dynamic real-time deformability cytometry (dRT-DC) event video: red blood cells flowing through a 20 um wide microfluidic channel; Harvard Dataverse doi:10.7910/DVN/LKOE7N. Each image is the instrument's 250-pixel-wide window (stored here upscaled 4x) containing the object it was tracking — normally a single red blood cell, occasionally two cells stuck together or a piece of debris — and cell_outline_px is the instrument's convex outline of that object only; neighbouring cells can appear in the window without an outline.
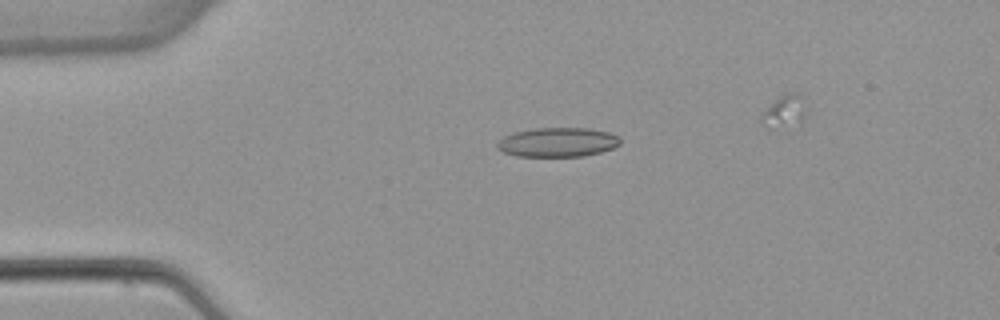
{"species": "common noctule bat (a hibernating species)", "species_latin": "Nyctalus noctula", "temperature_condition": "warm", "stored_images_in_passage": 3, "camera_frame_rate_fps": 3000, "um_per_image_px": 0.085, "animal": {"sex": "female", "body_mass_g": 22.7, "forearm_length_mm": 54.2}, "frame": {"image": 1, "passage_image": 1, "time_ms": 0.0, "image_size_px": [1000, 320], "cell_outline_px": [[620, 144], [612, 148], [600, 152], [584, 156], [516, 156], [504, 152], [496, 148], [496, 144], [504, 136], [512, 132], [532, 128], [588, 128], [608, 132], [620, 136]], "centroid_in_image_um": [47.39, 12.08], "position_along_channel_um": 37.6, "area_um2": 21.1}}